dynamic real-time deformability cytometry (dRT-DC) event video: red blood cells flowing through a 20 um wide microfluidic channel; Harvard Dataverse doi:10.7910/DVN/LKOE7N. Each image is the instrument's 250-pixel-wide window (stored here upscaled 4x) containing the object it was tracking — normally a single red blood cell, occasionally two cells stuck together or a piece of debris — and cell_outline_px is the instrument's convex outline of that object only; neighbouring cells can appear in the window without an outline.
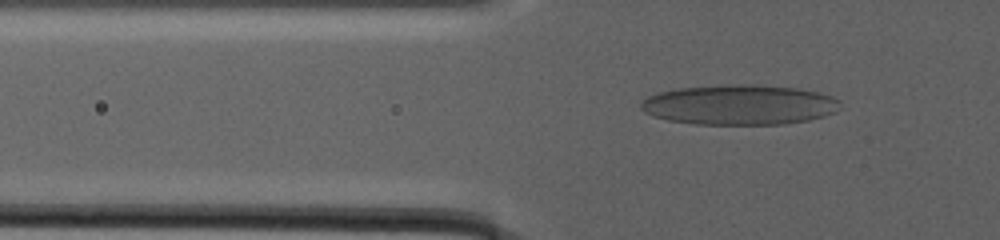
{"species": "human", "species_latin": "Homo sapiens", "temperature_condition": "warm", "stored_images_in_passage": 58, "camera_frame_rate_fps": 3000, "um_per_image_px": 0.085, "donor": {"sex": "male"}, "frame": {"image": 1, "passage_image": 22, "time_ms": 12.333, "image_size_px": [1000, 240], "cell_outline_px": [[840, 108], [836, 112], [824, 116], [808, 120], [784, 124], [696, 124], [668, 120], [644, 112], [640, 108], [640, 104], [648, 96], [660, 92], [680, 88], [728, 84], [752, 84], [796, 88], [816, 92], [832, 96], [840, 100]], "centroid_in_image_um": [62.88, 8.9], "position_along_channel_um": 62.9, "area_um2": 46.47}}
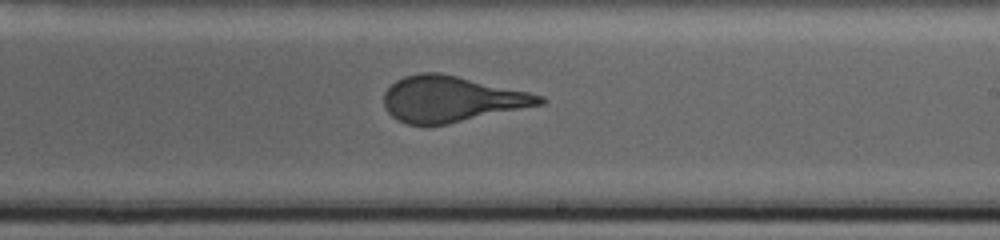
{"frame": {"image": 2, "passage_image": 38, "time_ms": 22.0, "image_size_px": [1000, 240], "cell_outline_px": [[548, 100], [544, 104], [448, 124], [408, 124], [396, 120], [388, 112], [384, 104], [384, 92], [396, 80], [404, 76], [420, 72], [440, 72], [528, 92], [544, 96]], "centroid_in_image_um": [38.37, 8.41], "position_along_channel_um": 250.6, "area_um2": 41.5}}
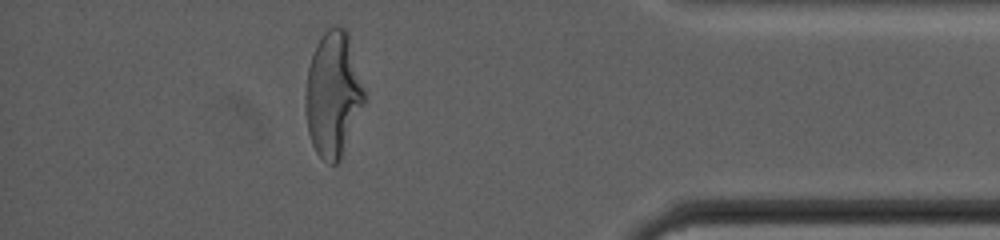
{"frame": {"image": 3, "passage_image": 53, "time_ms": 30.667, "image_size_px": [1000, 240], "cell_outline_px": [[364, 104], [340, 160], [336, 164], [328, 164], [316, 152], [312, 144], [308, 132], [304, 108], [304, 96], [308, 68], [316, 44], [324, 32], [332, 24], [336, 24], [348, 28], [364, 88]], "centroid_in_image_um": [28.3, 7.97], "position_along_channel_um": 406.9, "area_um2": 43.41}}